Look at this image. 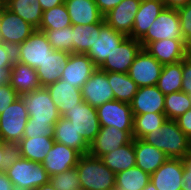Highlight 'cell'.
Listing matches in <instances>:
<instances>
[{
  "mask_svg": "<svg viewBox=\"0 0 191 190\" xmlns=\"http://www.w3.org/2000/svg\"><path fill=\"white\" fill-rule=\"evenodd\" d=\"M54 142L53 137L46 136L37 135L32 138H22L14 146V152L30 161L42 163Z\"/></svg>",
  "mask_w": 191,
  "mask_h": 190,
  "instance_id": "cell-25",
  "label": "cell"
},
{
  "mask_svg": "<svg viewBox=\"0 0 191 190\" xmlns=\"http://www.w3.org/2000/svg\"><path fill=\"white\" fill-rule=\"evenodd\" d=\"M163 39H181L184 42L179 16L175 8L165 7L161 11L140 40V44L145 48L150 42Z\"/></svg>",
  "mask_w": 191,
  "mask_h": 190,
  "instance_id": "cell-6",
  "label": "cell"
},
{
  "mask_svg": "<svg viewBox=\"0 0 191 190\" xmlns=\"http://www.w3.org/2000/svg\"><path fill=\"white\" fill-rule=\"evenodd\" d=\"M8 84L21 96L41 86L36 69L15 60L10 68Z\"/></svg>",
  "mask_w": 191,
  "mask_h": 190,
  "instance_id": "cell-26",
  "label": "cell"
},
{
  "mask_svg": "<svg viewBox=\"0 0 191 190\" xmlns=\"http://www.w3.org/2000/svg\"><path fill=\"white\" fill-rule=\"evenodd\" d=\"M28 119L26 105L19 96L0 114V140L14 147L24 137Z\"/></svg>",
  "mask_w": 191,
  "mask_h": 190,
  "instance_id": "cell-4",
  "label": "cell"
},
{
  "mask_svg": "<svg viewBox=\"0 0 191 190\" xmlns=\"http://www.w3.org/2000/svg\"><path fill=\"white\" fill-rule=\"evenodd\" d=\"M71 19L65 4L57 5L43 11L42 21L38 29H62L71 26Z\"/></svg>",
  "mask_w": 191,
  "mask_h": 190,
  "instance_id": "cell-38",
  "label": "cell"
},
{
  "mask_svg": "<svg viewBox=\"0 0 191 190\" xmlns=\"http://www.w3.org/2000/svg\"><path fill=\"white\" fill-rule=\"evenodd\" d=\"M184 165L183 185L181 190H191V150L182 159Z\"/></svg>",
  "mask_w": 191,
  "mask_h": 190,
  "instance_id": "cell-46",
  "label": "cell"
},
{
  "mask_svg": "<svg viewBox=\"0 0 191 190\" xmlns=\"http://www.w3.org/2000/svg\"><path fill=\"white\" fill-rule=\"evenodd\" d=\"M80 188L83 190H113L116 174L100 158L82 155L76 165Z\"/></svg>",
  "mask_w": 191,
  "mask_h": 190,
  "instance_id": "cell-3",
  "label": "cell"
},
{
  "mask_svg": "<svg viewBox=\"0 0 191 190\" xmlns=\"http://www.w3.org/2000/svg\"><path fill=\"white\" fill-rule=\"evenodd\" d=\"M10 77V68H0V85H7Z\"/></svg>",
  "mask_w": 191,
  "mask_h": 190,
  "instance_id": "cell-53",
  "label": "cell"
},
{
  "mask_svg": "<svg viewBox=\"0 0 191 190\" xmlns=\"http://www.w3.org/2000/svg\"><path fill=\"white\" fill-rule=\"evenodd\" d=\"M46 34L54 50L73 53L72 25L62 29H37Z\"/></svg>",
  "mask_w": 191,
  "mask_h": 190,
  "instance_id": "cell-39",
  "label": "cell"
},
{
  "mask_svg": "<svg viewBox=\"0 0 191 190\" xmlns=\"http://www.w3.org/2000/svg\"><path fill=\"white\" fill-rule=\"evenodd\" d=\"M143 190H157V188L154 186V184L152 183V181H150Z\"/></svg>",
  "mask_w": 191,
  "mask_h": 190,
  "instance_id": "cell-55",
  "label": "cell"
},
{
  "mask_svg": "<svg viewBox=\"0 0 191 190\" xmlns=\"http://www.w3.org/2000/svg\"><path fill=\"white\" fill-rule=\"evenodd\" d=\"M5 2H6V0H0V13L2 12V10L5 7Z\"/></svg>",
  "mask_w": 191,
  "mask_h": 190,
  "instance_id": "cell-56",
  "label": "cell"
},
{
  "mask_svg": "<svg viewBox=\"0 0 191 190\" xmlns=\"http://www.w3.org/2000/svg\"><path fill=\"white\" fill-rule=\"evenodd\" d=\"M133 140V130H119L114 126L100 127L99 133L90 144L88 154L101 158L103 155L128 144Z\"/></svg>",
  "mask_w": 191,
  "mask_h": 190,
  "instance_id": "cell-13",
  "label": "cell"
},
{
  "mask_svg": "<svg viewBox=\"0 0 191 190\" xmlns=\"http://www.w3.org/2000/svg\"><path fill=\"white\" fill-rule=\"evenodd\" d=\"M191 109V96L183 91L165 95L164 113L167 119L175 120Z\"/></svg>",
  "mask_w": 191,
  "mask_h": 190,
  "instance_id": "cell-37",
  "label": "cell"
},
{
  "mask_svg": "<svg viewBox=\"0 0 191 190\" xmlns=\"http://www.w3.org/2000/svg\"><path fill=\"white\" fill-rule=\"evenodd\" d=\"M43 11L51 9L57 5H62L64 0H38Z\"/></svg>",
  "mask_w": 191,
  "mask_h": 190,
  "instance_id": "cell-51",
  "label": "cell"
},
{
  "mask_svg": "<svg viewBox=\"0 0 191 190\" xmlns=\"http://www.w3.org/2000/svg\"><path fill=\"white\" fill-rule=\"evenodd\" d=\"M126 36L120 32H117L111 26L107 25L104 19L100 22V33L99 38L85 53L99 68L108 55L115 49V47L125 38Z\"/></svg>",
  "mask_w": 191,
  "mask_h": 190,
  "instance_id": "cell-15",
  "label": "cell"
},
{
  "mask_svg": "<svg viewBox=\"0 0 191 190\" xmlns=\"http://www.w3.org/2000/svg\"><path fill=\"white\" fill-rule=\"evenodd\" d=\"M15 62V48L0 42V68H11Z\"/></svg>",
  "mask_w": 191,
  "mask_h": 190,
  "instance_id": "cell-44",
  "label": "cell"
},
{
  "mask_svg": "<svg viewBox=\"0 0 191 190\" xmlns=\"http://www.w3.org/2000/svg\"><path fill=\"white\" fill-rule=\"evenodd\" d=\"M5 6L36 29L39 28L43 10L38 0H6Z\"/></svg>",
  "mask_w": 191,
  "mask_h": 190,
  "instance_id": "cell-31",
  "label": "cell"
},
{
  "mask_svg": "<svg viewBox=\"0 0 191 190\" xmlns=\"http://www.w3.org/2000/svg\"><path fill=\"white\" fill-rule=\"evenodd\" d=\"M49 182L56 190H75L80 188V180L76 167L51 176Z\"/></svg>",
  "mask_w": 191,
  "mask_h": 190,
  "instance_id": "cell-40",
  "label": "cell"
},
{
  "mask_svg": "<svg viewBox=\"0 0 191 190\" xmlns=\"http://www.w3.org/2000/svg\"><path fill=\"white\" fill-rule=\"evenodd\" d=\"M83 101L93 107L115 100L105 71L97 68L81 88Z\"/></svg>",
  "mask_w": 191,
  "mask_h": 190,
  "instance_id": "cell-14",
  "label": "cell"
},
{
  "mask_svg": "<svg viewBox=\"0 0 191 190\" xmlns=\"http://www.w3.org/2000/svg\"><path fill=\"white\" fill-rule=\"evenodd\" d=\"M165 95L157 86L140 87L130 105L133 115L144 113H164Z\"/></svg>",
  "mask_w": 191,
  "mask_h": 190,
  "instance_id": "cell-21",
  "label": "cell"
},
{
  "mask_svg": "<svg viewBox=\"0 0 191 190\" xmlns=\"http://www.w3.org/2000/svg\"><path fill=\"white\" fill-rule=\"evenodd\" d=\"M54 141L60 144H64L69 148L78 151L81 155H86L89 152L90 145L81 136L70 120L64 117L60 119L54 125Z\"/></svg>",
  "mask_w": 191,
  "mask_h": 190,
  "instance_id": "cell-29",
  "label": "cell"
},
{
  "mask_svg": "<svg viewBox=\"0 0 191 190\" xmlns=\"http://www.w3.org/2000/svg\"><path fill=\"white\" fill-rule=\"evenodd\" d=\"M163 65L145 48H142L131 64L128 75L138 86H155L160 77Z\"/></svg>",
  "mask_w": 191,
  "mask_h": 190,
  "instance_id": "cell-11",
  "label": "cell"
},
{
  "mask_svg": "<svg viewBox=\"0 0 191 190\" xmlns=\"http://www.w3.org/2000/svg\"><path fill=\"white\" fill-rule=\"evenodd\" d=\"M54 136V125L50 123L33 122V118H29L24 130L23 138H32L36 136Z\"/></svg>",
  "mask_w": 191,
  "mask_h": 190,
  "instance_id": "cell-41",
  "label": "cell"
},
{
  "mask_svg": "<svg viewBox=\"0 0 191 190\" xmlns=\"http://www.w3.org/2000/svg\"><path fill=\"white\" fill-rule=\"evenodd\" d=\"M14 152V147L0 140V172L5 171L9 158Z\"/></svg>",
  "mask_w": 191,
  "mask_h": 190,
  "instance_id": "cell-47",
  "label": "cell"
},
{
  "mask_svg": "<svg viewBox=\"0 0 191 190\" xmlns=\"http://www.w3.org/2000/svg\"><path fill=\"white\" fill-rule=\"evenodd\" d=\"M177 13L181 24L184 43L189 47L191 45V2L177 8Z\"/></svg>",
  "mask_w": 191,
  "mask_h": 190,
  "instance_id": "cell-42",
  "label": "cell"
},
{
  "mask_svg": "<svg viewBox=\"0 0 191 190\" xmlns=\"http://www.w3.org/2000/svg\"><path fill=\"white\" fill-rule=\"evenodd\" d=\"M182 88L181 91L191 96V55L182 60Z\"/></svg>",
  "mask_w": 191,
  "mask_h": 190,
  "instance_id": "cell-45",
  "label": "cell"
},
{
  "mask_svg": "<svg viewBox=\"0 0 191 190\" xmlns=\"http://www.w3.org/2000/svg\"><path fill=\"white\" fill-rule=\"evenodd\" d=\"M70 52L53 50L36 69L42 87L58 81L64 71Z\"/></svg>",
  "mask_w": 191,
  "mask_h": 190,
  "instance_id": "cell-28",
  "label": "cell"
},
{
  "mask_svg": "<svg viewBox=\"0 0 191 190\" xmlns=\"http://www.w3.org/2000/svg\"><path fill=\"white\" fill-rule=\"evenodd\" d=\"M98 6L100 13L104 16L114 7H116L122 0H94Z\"/></svg>",
  "mask_w": 191,
  "mask_h": 190,
  "instance_id": "cell-49",
  "label": "cell"
},
{
  "mask_svg": "<svg viewBox=\"0 0 191 190\" xmlns=\"http://www.w3.org/2000/svg\"><path fill=\"white\" fill-rule=\"evenodd\" d=\"M46 88L61 116L68 112L69 109L75 107L76 104L83 102L81 89L62 79L47 85Z\"/></svg>",
  "mask_w": 191,
  "mask_h": 190,
  "instance_id": "cell-22",
  "label": "cell"
},
{
  "mask_svg": "<svg viewBox=\"0 0 191 190\" xmlns=\"http://www.w3.org/2000/svg\"><path fill=\"white\" fill-rule=\"evenodd\" d=\"M20 95L14 90L12 86L0 85V114L10 106Z\"/></svg>",
  "mask_w": 191,
  "mask_h": 190,
  "instance_id": "cell-43",
  "label": "cell"
},
{
  "mask_svg": "<svg viewBox=\"0 0 191 190\" xmlns=\"http://www.w3.org/2000/svg\"><path fill=\"white\" fill-rule=\"evenodd\" d=\"M182 61L163 65L157 88L164 94L181 91L182 88Z\"/></svg>",
  "mask_w": 191,
  "mask_h": 190,
  "instance_id": "cell-34",
  "label": "cell"
},
{
  "mask_svg": "<svg viewBox=\"0 0 191 190\" xmlns=\"http://www.w3.org/2000/svg\"><path fill=\"white\" fill-rule=\"evenodd\" d=\"M189 54L191 55V45L189 46Z\"/></svg>",
  "mask_w": 191,
  "mask_h": 190,
  "instance_id": "cell-57",
  "label": "cell"
},
{
  "mask_svg": "<svg viewBox=\"0 0 191 190\" xmlns=\"http://www.w3.org/2000/svg\"><path fill=\"white\" fill-rule=\"evenodd\" d=\"M150 182V174L137 166L116 174L115 188L124 190H143Z\"/></svg>",
  "mask_w": 191,
  "mask_h": 190,
  "instance_id": "cell-35",
  "label": "cell"
},
{
  "mask_svg": "<svg viewBox=\"0 0 191 190\" xmlns=\"http://www.w3.org/2000/svg\"><path fill=\"white\" fill-rule=\"evenodd\" d=\"M62 117L70 120L76 131L83 136L89 145L99 133L100 124L96 107L87 104L85 101L76 104L75 107L69 109Z\"/></svg>",
  "mask_w": 191,
  "mask_h": 190,
  "instance_id": "cell-8",
  "label": "cell"
},
{
  "mask_svg": "<svg viewBox=\"0 0 191 190\" xmlns=\"http://www.w3.org/2000/svg\"><path fill=\"white\" fill-rule=\"evenodd\" d=\"M36 28L10 11L6 6L0 13V41L13 48L23 43Z\"/></svg>",
  "mask_w": 191,
  "mask_h": 190,
  "instance_id": "cell-9",
  "label": "cell"
},
{
  "mask_svg": "<svg viewBox=\"0 0 191 190\" xmlns=\"http://www.w3.org/2000/svg\"><path fill=\"white\" fill-rule=\"evenodd\" d=\"M72 25L97 24L103 20L94 0H64Z\"/></svg>",
  "mask_w": 191,
  "mask_h": 190,
  "instance_id": "cell-24",
  "label": "cell"
},
{
  "mask_svg": "<svg viewBox=\"0 0 191 190\" xmlns=\"http://www.w3.org/2000/svg\"><path fill=\"white\" fill-rule=\"evenodd\" d=\"M33 190H56L50 182L46 183V184H43L39 187H36L35 189Z\"/></svg>",
  "mask_w": 191,
  "mask_h": 190,
  "instance_id": "cell-54",
  "label": "cell"
},
{
  "mask_svg": "<svg viewBox=\"0 0 191 190\" xmlns=\"http://www.w3.org/2000/svg\"><path fill=\"white\" fill-rule=\"evenodd\" d=\"M4 172L16 190H33L48 183L50 178L42 163L20 157L15 152L10 156Z\"/></svg>",
  "mask_w": 191,
  "mask_h": 190,
  "instance_id": "cell-2",
  "label": "cell"
},
{
  "mask_svg": "<svg viewBox=\"0 0 191 190\" xmlns=\"http://www.w3.org/2000/svg\"><path fill=\"white\" fill-rule=\"evenodd\" d=\"M0 190H16L5 172H0Z\"/></svg>",
  "mask_w": 191,
  "mask_h": 190,
  "instance_id": "cell-50",
  "label": "cell"
},
{
  "mask_svg": "<svg viewBox=\"0 0 191 190\" xmlns=\"http://www.w3.org/2000/svg\"><path fill=\"white\" fill-rule=\"evenodd\" d=\"M97 69L93 61L83 53H70L60 79L81 89Z\"/></svg>",
  "mask_w": 191,
  "mask_h": 190,
  "instance_id": "cell-17",
  "label": "cell"
},
{
  "mask_svg": "<svg viewBox=\"0 0 191 190\" xmlns=\"http://www.w3.org/2000/svg\"><path fill=\"white\" fill-rule=\"evenodd\" d=\"M184 165L182 159L168 158L153 174L150 181L157 190H181Z\"/></svg>",
  "mask_w": 191,
  "mask_h": 190,
  "instance_id": "cell-18",
  "label": "cell"
},
{
  "mask_svg": "<svg viewBox=\"0 0 191 190\" xmlns=\"http://www.w3.org/2000/svg\"><path fill=\"white\" fill-rule=\"evenodd\" d=\"M145 49L162 65L177 63L189 55V47L181 39L150 42Z\"/></svg>",
  "mask_w": 191,
  "mask_h": 190,
  "instance_id": "cell-20",
  "label": "cell"
},
{
  "mask_svg": "<svg viewBox=\"0 0 191 190\" xmlns=\"http://www.w3.org/2000/svg\"><path fill=\"white\" fill-rule=\"evenodd\" d=\"M100 127L114 126L119 130H133L131 105L118 100L105 102L96 107Z\"/></svg>",
  "mask_w": 191,
  "mask_h": 190,
  "instance_id": "cell-12",
  "label": "cell"
},
{
  "mask_svg": "<svg viewBox=\"0 0 191 190\" xmlns=\"http://www.w3.org/2000/svg\"><path fill=\"white\" fill-rule=\"evenodd\" d=\"M100 23L72 25L73 53L85 54L99 38Z\"/></svg>",
  "mask_w": 191,
  "mask_h": 190,
  "instance_id": "cell-33",
  "label": "cell"
},
{
  "mask_svg": "<svg viewBox=\"0 0 191 190\" xmlns=\"http://www.w3.org/2000/svg\"><path fill=\"white\" fill-rule=\"evenodd\" d=\"M165 4V7L168 8H179L191 2V0H162Z\"/></svg>",
  "mask_w": 191,
  "mask_h": 190,
  "instance_id": "cell-52",
  "label": "cell"
},
{
  "mask_svg": "<svg viewBox=\"0 0 191 190\" xmlns=\"http://www.w3.org/2000/svg\"><path fill=\"white\" fill-rule=\"evenodd\" d=\"M164 8L162 0H141L129 37L140 41Z\"/></svg>",
  "mask_w": 191,
  "mask_h": 190,
  "instance_id": "cell-23",
  "label": "cell"
},
{
  "mask_svg": "<svg viewBox=\"0 0 191 190\" xmlns=\"http://www.w3.org/2000/svg\"><path fill=\"white\" fill-rule=\"evenodd\" d=\"M179 128L191 140V109L175 119Z\"/></svg>",
  "mask_w": 191,
  "mask_h": 190,
  "instance_id": "cell-48",
  "label": "cell"
},
{
  "mask_svg": "<svg viewBox=\"0 0 191 190\" xmlns=\"http://www.w3.org/2000/svg\"><path fill=\"white\" fill-rule=\"evenodd\" d=\"M134 151L136 166L150 175L168 159L163 151L142 139H134Z\"/></svg>",
  "mask_w": 191,
  "mask_h": 190,
  "instance_id": "cell-27",
  "label": "cell"
},
{
  "mask_svg": "<svg viewBox=\"0 0 191 190\" xmlns=\"http://www.w3.org/2000/svg\"><path fill=\"white\" fill-rule=\"evenodd\" d=\"M140 3L141 0H122L116 7L105 14L103 19L107 25L117 32L129 37Z\"/></svg>",
  "mask_w": 191,
  "mask_h": 190,
  "instance_id": "cell-19",
  "label": "cell"
},
{
  "mask_svg": "<svg viewBox=\"0 0 191 190\" xmlns=\"http://www.w3.org/2000/svg\"><path fill=\"white\" fill-rule=\"evenodd\" d=\"M142 48L139 40L125 37L108 55L99 69L105 72L128 73L131 64Z\"/></svg>",
  "mask_w": 191,
  "mask_h": 190,
  "instance_id": "cell-10",
  "label": "cell"
},
{
  "mask_svg": "<svg viewBox=\"0 0 191 190\" xmlns=\"http://www.w3.org/2000/svg\"><path fill=\"white\" fill-rule=\"evenodd\" d=\"M113 190H124V189H121V188H114Z\"/></svg>",
  "mask_w": 191,
  "mask_h": 190,
  "instance_id": "cell-58",
  "label": "cell"
},
{
  "mask_svg": "<svg viewBox=\"0 0 191 190\" xmlns=\"http://www.w3.org/2000/svg\"><path fill=\"white\" fill-rule=\"evenodd\" d=\"M21 97L26 105L29 118H33V122L55 125L60 119L61 115L58 108L52 101L46 87H40L32 92L22 94Z\"/></svg>",
  "mask_w": 191,
  "mask_h": 190,
  "instance_id": "cell-5",
  "label": "cell"
},
{
  "mask_svg": "<svg viewBox=\"0 0 191 190\" xmlns=\"http://www.w3.org/2000/svg\"><path fill=\"white\" fill-rule=\"evenodd\" d=\"M115 100L131 103L138 86L128 73L106 72Z\"/></svg>",
  "mask_w": 191,
  "mask_h": 190,
  "instance_id": "cell-32",
  "label": "cell"
},
{
  "mask_svg": "<svg viewBox=\"0 0 191 190\" xmlns=\"http://www.w3.org/2000/svg\"><path fill=\"white\" fill-rule=\"evenodd\" d=\"M142 140L163 151L168 158L183 159L191 150V140L172 119H166L161 128L149 132Z\"/></svg>",
  "mask_w": 191,
  "mask_h": 190,
  "instance_id": "cell-1",
  "label": "cell"
},
{
  "mask_svg": "<svg viewBox=\"0 0 191 190\" xmlns=\"http://www.w3.org/2000/svg\"><path fill=\"white\" fill-rule=\"evenodd\" d=\"M53 50L46 34L36 29L15 48V60L37 69Z\"/></svg>",
  "mask_w": 191,
  "mask_h": 190,
  "instance_id": "cell-7",
  "label": "cell"
},
{
  "mask_svg": "<svg viewBox=\"0 0 191 190\" xmlns=\"http://www.w3.org/2000/svg\"><path fill=\"white\" fill-rule=\"evenodd\" d=\"M82 155L64 144L54 142L47 153L42 165L51 177L64 171L75 168Z\"/></svg>",
  "mask_w": 191,
  "mask_h": 190,
  "instance_id": "cell-16",
  "label": "cell"
},
{
  "mask_svg": "<svg viewBox=\"0 0 191 190\" xmlns=\"http://www.w3.org/2000/svg\"><path fill=\"white\" fill-rule=\"evenodd\" d=\"M102 162L115 174L136 166L134 139L101 158Z\"/></svg>",
  "mask_w": 191,
  "mask_h": 190,
  "instance_id": "cell-30",
  "label": "cell"
},
{
  "mask_svg": "<svg viewBox=\"0 0 191 190\" xmlns=\"http://www.w3.org/2000/svg\"><path fill=\"white\" fill-rule=\"evenodd\" d=\"M165 113H144L133 115V139H142L149 132H155L166 121Z\"/></svg>",
  "mask_w": 191,
  "mask_h": 190,
  "instance_id": "cell-36",
  "label": "cell"
}]
</instances>
